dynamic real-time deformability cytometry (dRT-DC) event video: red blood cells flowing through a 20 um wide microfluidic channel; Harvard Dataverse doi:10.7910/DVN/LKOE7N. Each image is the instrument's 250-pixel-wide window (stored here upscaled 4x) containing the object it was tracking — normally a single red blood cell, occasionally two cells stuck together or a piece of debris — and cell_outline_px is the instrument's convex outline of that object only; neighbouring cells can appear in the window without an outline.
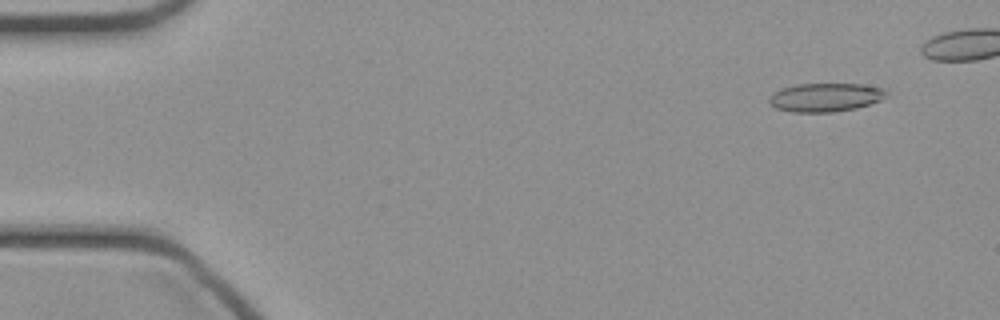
{"species": "common noctule bat (a hibernating species)", "species_latin": "Nyctalus noctula", "temperature_condition": "cold", "stored_images_in_passage": 41, "camera_frame_rate_fps": 3000, "um_per_image_px": 0.085, "animal": {"sex": "female", "body_mass_g": 21.9}, "frame": {"image": 1, "passage_image": 4, "time_ms": 1.0, "image_size_px": [1000, 320], "cell_outline_px": [[884, 96], [880, 100], [856, 108], [832, 112], [792, 112], [776, 108], [768, 100], [768, 96], [772, 92], [780, 88], [796, 84], [860, 84], [884, 88]], "centroid_in_image_um": [70.08, 8.27], "position_along_channel_um": 14.9, "area_um2": 19.42}}
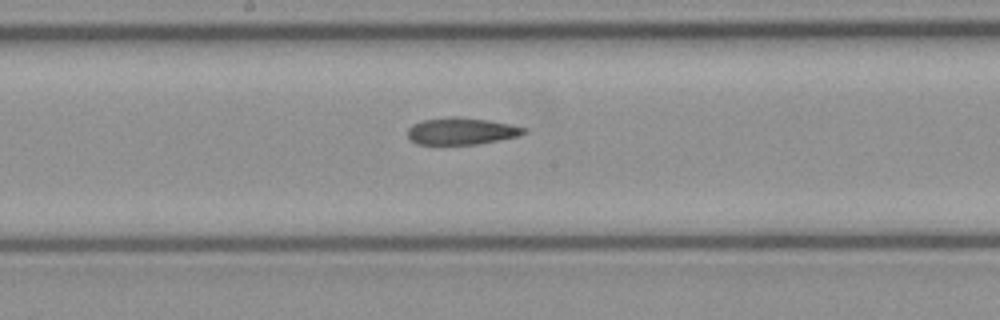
{"frame": {"image": 2, "passage_image": 25, "time_ms": 8.0, "image_size_px": [1000, 320], "cell_outline_px": [[528, 132], [520, 136], [476, 144], [416, 144], [408, 136], [408, 128], [412, 124], [424, 120], [452, 116], [456, 116], [488, 120], [512, 124], [528, 128]], "centroid_in_image_um": [39.27, 11.14], "position_along_channel_um": 208.9, "area_um2": 18.32}}
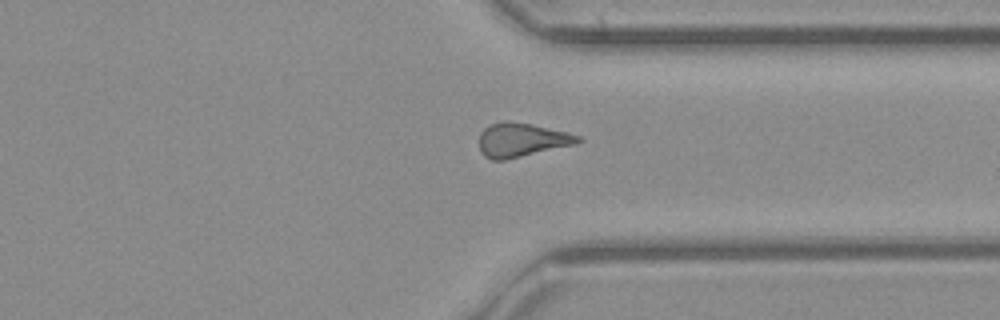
{"frame": {"image": 3, "passage_image": 36, "time_ms": 11.667, "image_size_px": [1000, 320], "cell_outline_px": [[584, 140], [576, 144], [504, 160], [492, 160], [484, 156], [480, 152], [480, 132], [488, 124], [508, 120], [532, 124], [568, 132], [580, 136]], "centroid_in_image_um": [44.34, 11.88], "position_along_channel_um": 367.1, "area_um2": 19.65}}